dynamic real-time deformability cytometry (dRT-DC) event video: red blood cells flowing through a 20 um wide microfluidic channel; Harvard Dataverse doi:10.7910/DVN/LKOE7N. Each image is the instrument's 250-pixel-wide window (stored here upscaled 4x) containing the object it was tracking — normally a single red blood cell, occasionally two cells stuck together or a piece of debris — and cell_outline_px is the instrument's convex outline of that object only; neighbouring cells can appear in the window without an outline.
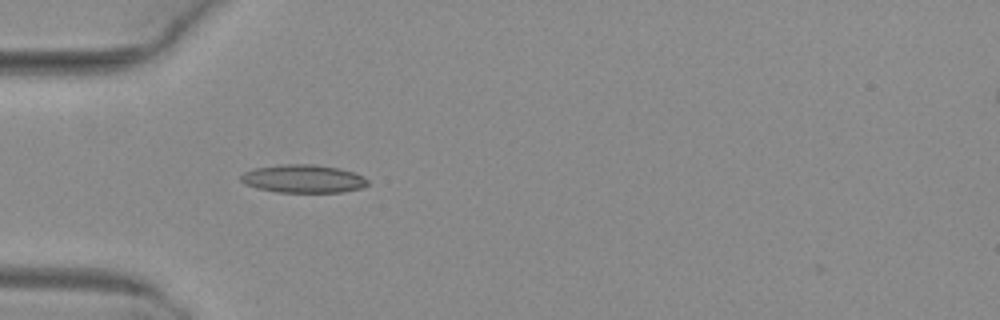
{"species": "common noctule bat (a hibernating species)", "species_latin": "Nyctalus noctula", "temperature_condition": "warm", "stored_images_in_passage": 3, "camera_frame_rate_fps": 3000, "um_per_image_px": 0.085, "animal": {"sex": "female", "body_mass_g": 29.2, "forearm_length_mm": 56.3}, "frame": {"image": 1, "passage_image": 3, "time_ms": 0.667, "image_size_px": [1000, 320], "cell_outline_px": [[368, 184], [360, 188], [344, 192], [276, 192], [256, 188], [244, 184], [240, 180], [240, 176], [244, 172], [252, 168], [280, 164], [312, 164], [340, 168], [364, 176], [368, 180]], "centroid_in_image_um": [25.74, 15.19], "position_along_channel_um": 59.3, "area_um2": 20.98}}